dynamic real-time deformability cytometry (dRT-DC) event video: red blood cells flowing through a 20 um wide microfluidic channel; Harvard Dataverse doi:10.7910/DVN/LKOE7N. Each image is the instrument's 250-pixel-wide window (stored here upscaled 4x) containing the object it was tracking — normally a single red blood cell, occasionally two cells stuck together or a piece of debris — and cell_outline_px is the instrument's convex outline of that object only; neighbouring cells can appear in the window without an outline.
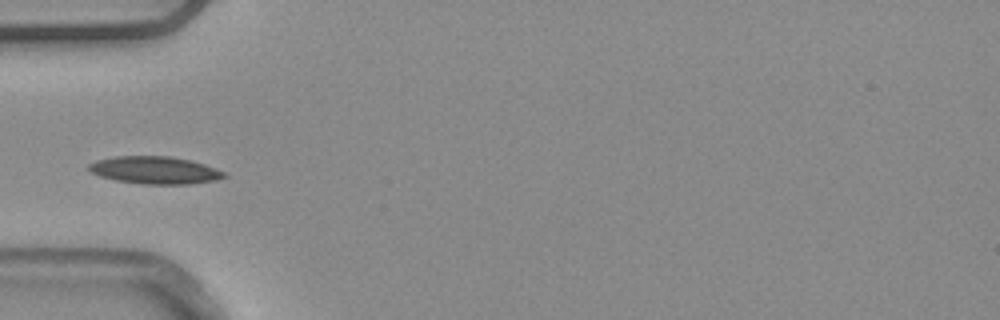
{"species": "common noctule bat (a hibernating species)", "species_latin": "Nyctalus noctula", "temperature_condition": "warm", "stored_images_in_passage": 5, "camera_frame_rate_fps": 3000, "um_per_image_px": 0.085, "animal": {"sex": "male", "body_mass_g": 20.4}, "frame": {"image": 1, "passage_image": 4, "time_ms": 1.0, "image_size_px": [1000, 320], "cell_outline_px": [[228, 176], [216, 180], [188, 184], [144, 184], [116, 180], [100, 176], [92, 172], [88, 168], [88, 164], [96, 160], [116, 156], [168, 156], [192, 160], [204, 164], [224, 172]], "centroid_in_image_um": [13.17, 14.46], "position_along_channel_um": 71.8, "area_um2": 21.56}}